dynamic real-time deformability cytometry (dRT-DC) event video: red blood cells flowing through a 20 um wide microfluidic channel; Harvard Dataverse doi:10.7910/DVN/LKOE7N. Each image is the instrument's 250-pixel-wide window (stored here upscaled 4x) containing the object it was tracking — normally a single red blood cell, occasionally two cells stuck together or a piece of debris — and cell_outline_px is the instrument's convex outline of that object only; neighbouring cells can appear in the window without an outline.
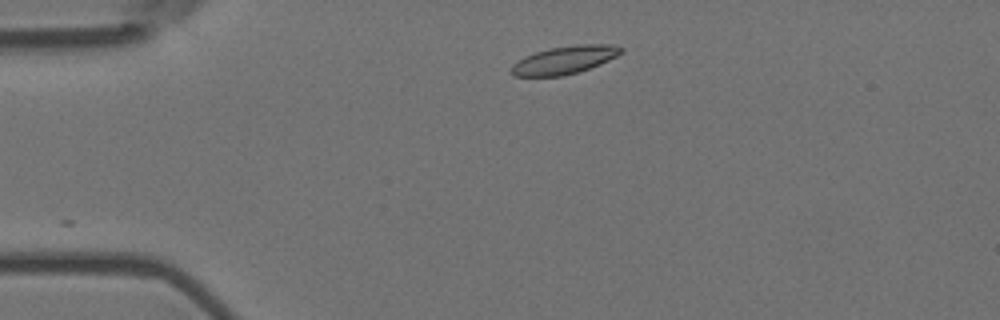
{"species": "Egyptian fruit bat (a non-hibernating species)", "species_latin": "Rousettus aegyptiacus", "temperature_condition": "room temperature", "stored_images_in_passage": 2, "camera_frame_rate_fps": 3000, "um_per_image_px": 0.085, "animal": {"sex": "female"}, "frame": {"image": 1, "passage_image": 2, "time_ms": 0.333, "image_size_px": [1000, 320], "cell_outline_px": [[624, 52], [600, 64], [576, 72], [560, 76], [512, 76], [512, 64], [524, 56], [548, 48], [576, 44], [612, 44], [624, 48]], "centroid_in_image_um": [47.99, 5.08], "position_along_channel_um": 37.0, "area_um2": 17.8}}